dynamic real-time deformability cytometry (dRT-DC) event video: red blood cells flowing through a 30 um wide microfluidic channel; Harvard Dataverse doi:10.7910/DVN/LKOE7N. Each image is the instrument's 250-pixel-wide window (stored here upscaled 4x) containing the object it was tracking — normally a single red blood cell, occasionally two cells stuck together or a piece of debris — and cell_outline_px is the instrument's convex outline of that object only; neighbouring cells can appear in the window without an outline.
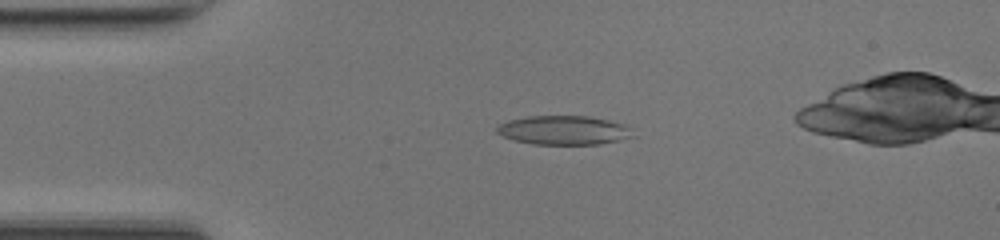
{"species": "common noctule bat (a hibernating species)", "species_latin": "Nyctalus noctula", "temperature_condition": "room temperature", "stored_images_in_passage": 43, "camera_frame_rate_fps": 3000, "um_per_image_px": 0.085, "animal": {"sex": "female", "body_mass_g": 17.0, "forearm_length_mm": 48.0}, "frame": {"image": 1, "passage_image": 9, "time_ms": 2.667, "image_size_px": [1000, 240], "cell_outline_px": [[636, 136], [596, 144], [532, 144], [512, 140], [496, 132], [496, 128], [500, 124], [508, 120], [528, 116], [588, 116], [608, 120], [624, 124], [632, 128]], "centroid_in_image_um": [47.92, 11.06], "position_along_channel_um": 37.1, "area_um2": 23.0}}
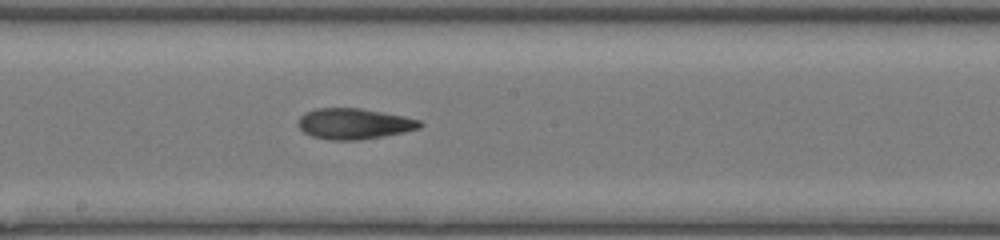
{"frame": {"image": 2, "passage_image": 24, "time_ms": 7.667, "image_size_px": [1000, 240], "cell_outline_px": [[424, 124], [420, 128], [404, 132], [384, 136], [356, 140], [332, 140], [312, 136], [304, 132], [300, 128], [300, 116], [304, 112], [316, 108], [360, 108], [404, 116], [420, 120]], "centroid_in_image_um": [30.12, 10.51], "position_along_channel_um": 218.1, "area_um2": 21.73}}
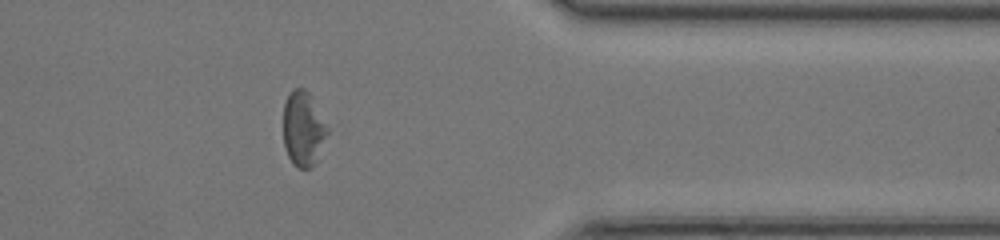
{"frame": {"image": 3, "passage_image": 37, "time_ms": 12.0, "image_size_px": [1000, 240], "cell_outline_px": [[328, 132], [316, 164], [312, 168], [296, 168], [292, 164], [288, 156], [284, 144], [284, 104], [288, 92], [292, 88], [304, 88], [312, 96], [328, 128]], "centroid_in_image_um": [25.78, 10.95], "position_along_channel_um": 385.6, "area_um2": 19.48}, "authors_computed_cell_mechanics": {"area_um2": 21.964, "velocity_mm_per_s": 4.2643, "shape_relaxation_time_tau1_ms": null, "shape_relaxation_time_tau2_ms": 9.933, "deformation_change_tau1": null, "deformation_change_tau2": 0.2562}}